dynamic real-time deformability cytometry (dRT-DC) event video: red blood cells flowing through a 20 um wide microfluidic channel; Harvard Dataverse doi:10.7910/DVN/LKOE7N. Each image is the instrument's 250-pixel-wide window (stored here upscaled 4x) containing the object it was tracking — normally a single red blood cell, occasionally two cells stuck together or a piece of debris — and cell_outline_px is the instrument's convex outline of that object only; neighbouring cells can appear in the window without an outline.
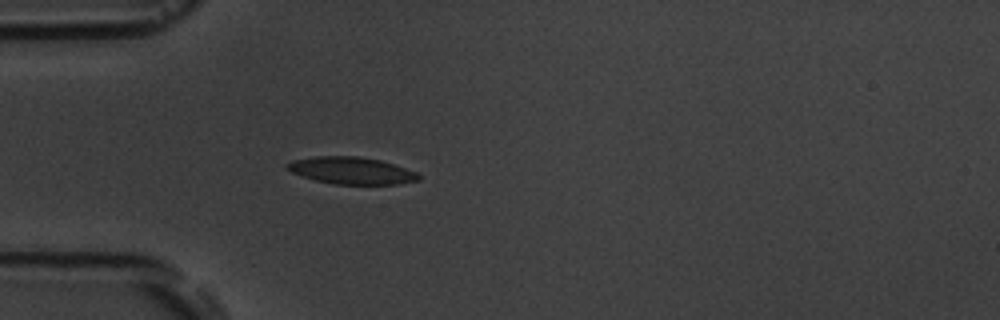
{"species": "common noctule bat (a hibernating species)", "species_latin": "Nyctalus noctula", "temperature_condition": "room temperature", "stored_images_in_passage": 4, "camera_frame_rate_fps": 3000, "um_per_image_px": 0.085, "animal": {"sex": "male", "body_mass_g": 19.5, "forearm_length_mm": 54.6}, "frame": {"image": 1, "passage_image": 4, "time_ms": 3.667, "image_size_px": [1000, 320], "cell_outline_px": [[420, 180], [396, 184], [332, 184], [316, 180], [292, 172], [284, 168], [284, 164], [292, 160], [316, 156], [356, 156], [380, 160], [416, 172], [420, 176]], "centroid_in_image_um": [29.83, 14.49], "position_along_channel_um": 55.2, "area_um2": 20.58}}